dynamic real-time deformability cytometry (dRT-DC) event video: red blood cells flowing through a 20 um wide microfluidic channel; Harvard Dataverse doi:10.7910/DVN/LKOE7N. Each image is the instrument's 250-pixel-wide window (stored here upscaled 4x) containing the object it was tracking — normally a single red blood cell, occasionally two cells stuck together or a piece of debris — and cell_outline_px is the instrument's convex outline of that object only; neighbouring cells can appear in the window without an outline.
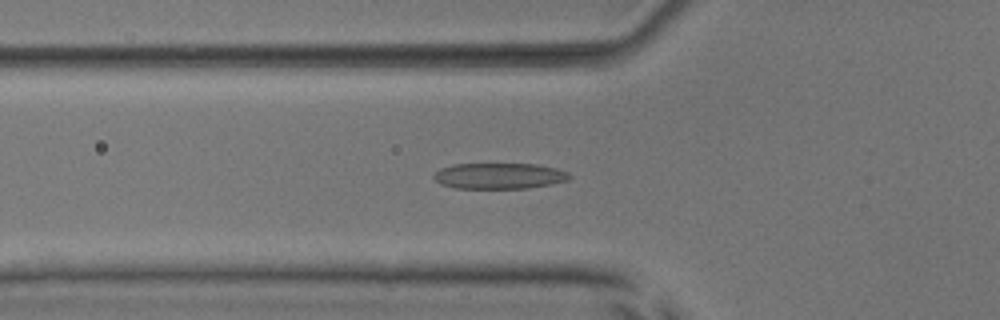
{"species": "common noctule bat (a hibernating species)", "species_latin": "Nyctalus noctula", "temperature_condition": "room temperature", "stored_images_in_passage": 52, "camera_frame_rate_fps": 3000, "um_per_image_px": 0.085, "animal": {"sex": "male", "body_mass_g": 17.9, "forearm_length_mm": 54.2}, "frame": {"image": 1, "passage_image": 19, "time_ms": 6.0, "image_size_px": [1000, 320], "cell_outline_px": [[572, 176], [568, 180], [552, 184], [528, 188], [456, 188], [440, 184], [432, 176], [440, 168], [452, 164], [536, 164], [556, 168], [568, 172]], "centroid_in_image_um": [42.44, 14.95], "position_along_channel_um": 83.4, "area_um2": 20.52}}
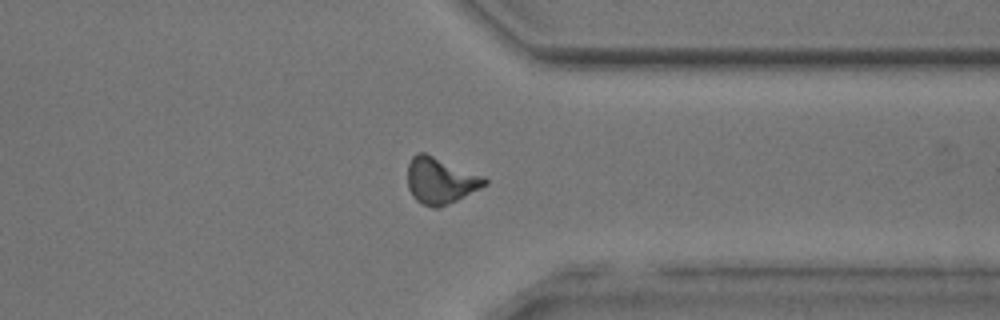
{"frame": {"image": 2, "passage_image": 41, "time_ms": 13.333, "image_size_px": [1000, 320], "cell_outline_px": [[488, 184], [440, 208], [432, 208], [416, 200], [412, 196], [408, 188], [408, 164], [412, 156], [416, 152], [424, 152], [484, 176], [488, 180]], "centroid_in_image_um": [37.42, 15.35], "position_along_channel_um": 374.0, "area_um2": 20.75}}
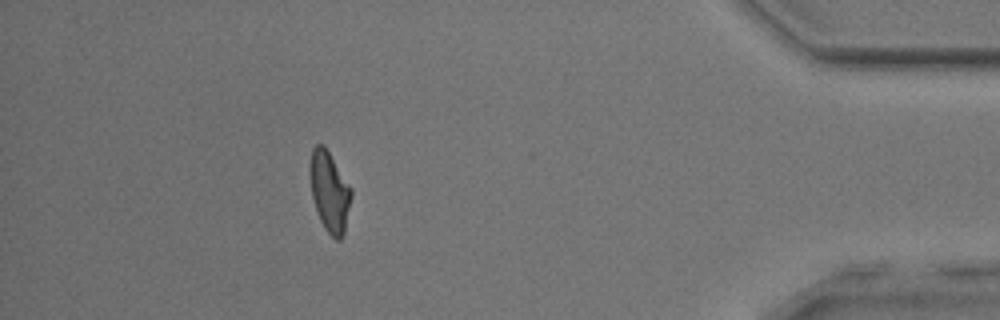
{"frame": {"image": 3, "passage_image": 47, "time_ms": 15.333, "image_size_px": [1000, 320], "cell_outline_px": [[352, 196], [344, 232], [340, 240], [336, 240], [324, 228], [320, 220], [312, 196], [308, 176], [308, 164], [312, 148], [316, 144], [324, 144], [352, 188]], "centroid_in_image_um": [27.98, 16.23], "position_along_channel_um": 407.2, "area_um2": 19.65}, "authors_computed_cell_mechanics": {"area_um2": 20.3167, "velocity_mm_per_s": 3.9884, "shape_relaxation_time_tau1_ms": 5.3001, "shape_relaxation_time_tau2_ms": 2.1827, "deformation_change_tau1": 0.1831, "deformation_change_tau2": 0.113}}